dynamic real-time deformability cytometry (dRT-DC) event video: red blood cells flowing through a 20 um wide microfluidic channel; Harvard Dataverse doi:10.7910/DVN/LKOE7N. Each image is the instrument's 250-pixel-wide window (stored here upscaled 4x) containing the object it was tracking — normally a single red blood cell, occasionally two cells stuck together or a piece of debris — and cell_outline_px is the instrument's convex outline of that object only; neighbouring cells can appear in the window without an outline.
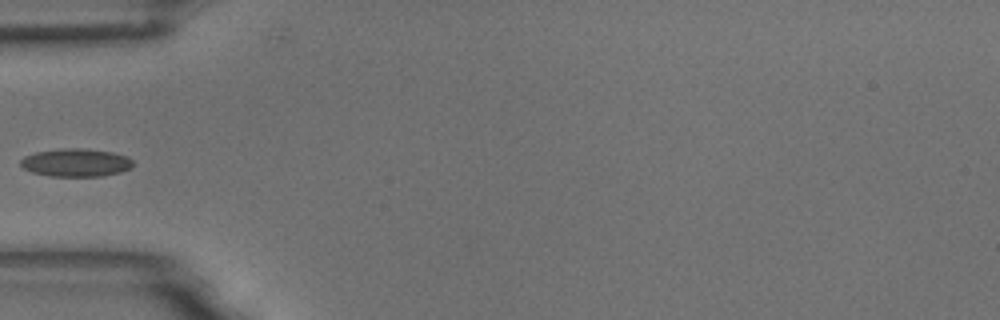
{"species": "common noctule bat (a hibernating species)", "species_latin": "Nyctalus noctula", "temperature_condition": "room temperature", "stored_images_in_passage": 4, "camera_frame_rate_fps": 3000, "um_per_image_px": 0.085, "animal": {"sex": "male", "body_mass_g": 18.8}, "frame": {"image": 1, "passage_image": 3, "time_ms": 0.667, "image_size_px": [1000, 320], "cell_outline_px": [[132, 168], [120, 172], [104, 176], [48, 176], [32, 172], [24, 168], [20, 164], [20, 160], [24, 156], [36, 152], [60, 148], [84, 148], [112, 152], [124, 156], [132, 160]], "centroid_in_image_um": [6.43, 13.82], "position_along_channel_um": 78.6, "area_um2": 18.38}}